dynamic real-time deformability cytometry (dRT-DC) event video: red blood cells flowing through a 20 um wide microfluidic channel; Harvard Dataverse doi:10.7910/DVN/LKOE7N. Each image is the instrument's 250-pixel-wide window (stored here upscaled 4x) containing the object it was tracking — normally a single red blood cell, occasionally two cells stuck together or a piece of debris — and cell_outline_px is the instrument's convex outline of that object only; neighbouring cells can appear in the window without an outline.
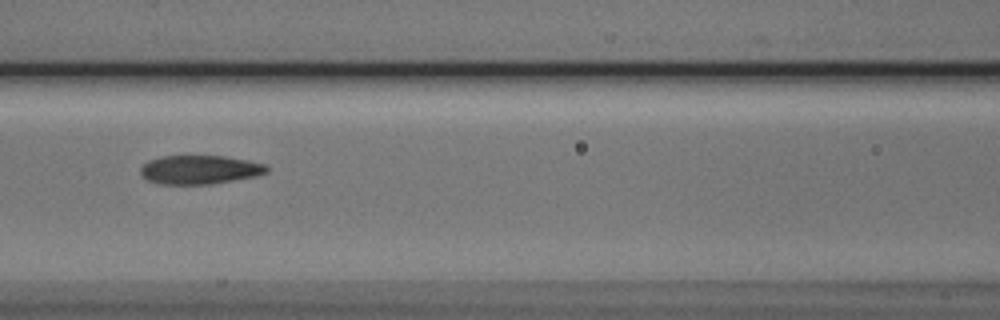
{"species": "Egyptian fruit bat (a non-hibernating species)", "species_latin": "Rousettus aegyptiacus", "temperature_condition": "cold", "stored_images_in_passage": 7, "camera_frame_rate_fps": 3000, "um_per_image_px": 0.085, "animal": {"sex": "male"}, "frame": {"image": 1, "passage_image": 7, "time_ms": 7.0, "image_size_px": [1000, 320], "cell_outline_px": [[268, 172], [256, 176], [212, 184], [160, 184], [148, 180], [140, 172], [140, 168], [148, 160], [160, 156], [224, 156], [248, 160], [268, 164]], "centroid_in_image_um": [17.0, 14.42], "position_along_channel_um": 149.6, "area_um2": 21.27}}